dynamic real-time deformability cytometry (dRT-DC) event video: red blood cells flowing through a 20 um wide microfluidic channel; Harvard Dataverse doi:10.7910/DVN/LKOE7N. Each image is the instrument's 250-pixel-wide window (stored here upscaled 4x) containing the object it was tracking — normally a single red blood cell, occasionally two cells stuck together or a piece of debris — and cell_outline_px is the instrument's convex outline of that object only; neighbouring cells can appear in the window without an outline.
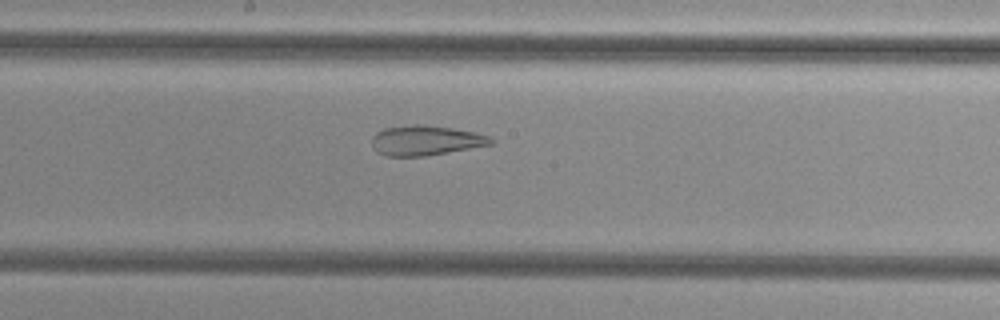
{"species": "common noctule bat (a hibernating species)", "species_latin": "Nyctalus noctula", "temperature_condition": "cold", "stored_images_in_passage": 30, "camera_frame_rate_fps": 3000, "um_per_image_px": 0.085, "animal": {"sex": "female", "body_mass_g": 29.2, "forearm_length_mm": 56.3}, "frame": {"image": 1, "passage_image": 17, "time_ms": 5.333, "image_size_px": [1000, 320], "cell_outline_px": [[496, 140], [492, 144], [424, 156], [384, 156], [376, 152], [372, 148], [372, 136], [376, 132], [384, 128], [412, 124], [424, 124], [452, 128], [476, 132], [488, 136]], "centroid_in_image_um": [36.14, 11.93], "position_along_channel_um": 212.1, "area_um2": 20.87}}
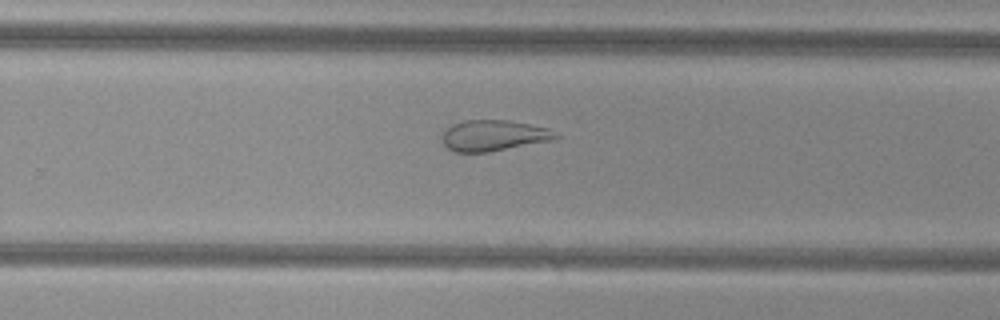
{"frame": {"image": 2, "passage_image": 23, "time_ms": 7.333, "image_size_px": [1000, 320], "cell_outline_px": [[560, 136], [552, 140], [488, 152], [456, 152], [448, 148], [444, 144], [440, 136], [452, 124], [464, 120], [508, 120], [548, 128]], "centroid_in_image_um": [41.93, 11.52], "position_along_channel_um": 287.9, "area_um2": 20.29}}
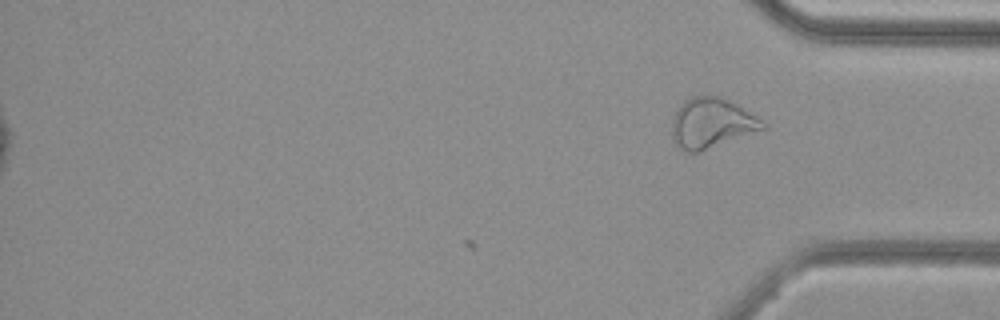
{"frame": {"image": 3, "passage_image": 30, "time_ms": 9.667, "image_size_px": [1000, 320], "cell_outline_px": [[768, 124], [764, 128], [696, 152], [688, 152], [680, 148], [676, 144], [672, 136], [672, 116], [676, 108], [684, 100], [700, 92], [720, 96], [728, 100], [756, 116]], "centroid_in_image_um": [60.41, 10.39], "position_along_channel_um": 374.8, "area_um2": 26.3}, "authors_computed_cell_mechanics": {"area_um2": 22.4842, "velocity_mm_per_s": 3.809, "shape_relaxation_time_tau1_ms": null, "shape_relaxation_time_tau2_ms": 2.3047, "deformation_change_tau1": null, "deformation_change_tau2": 0.0994}}